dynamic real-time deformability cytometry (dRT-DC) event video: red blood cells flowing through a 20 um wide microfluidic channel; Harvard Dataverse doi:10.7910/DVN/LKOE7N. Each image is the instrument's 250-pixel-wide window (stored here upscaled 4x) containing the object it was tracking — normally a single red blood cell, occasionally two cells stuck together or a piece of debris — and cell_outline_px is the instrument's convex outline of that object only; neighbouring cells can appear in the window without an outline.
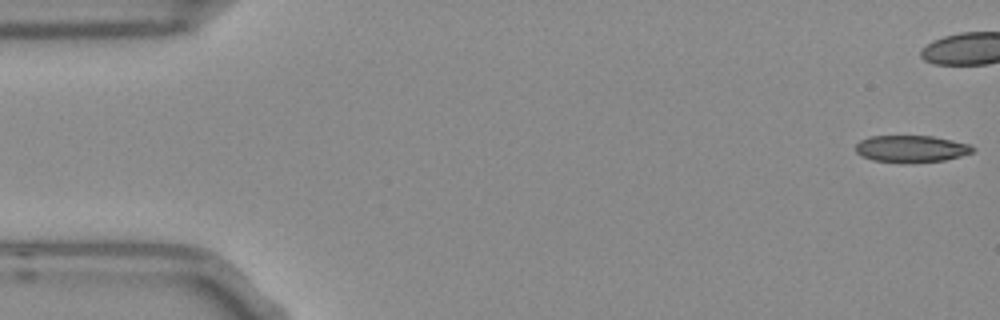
{"species": "Egyptian fruit bat (a non-hibernating species)", "species_latin": "Rousettus aegyptiacus", "temperature_condition": "room temperature", "stored_images_in_passage": 54, "camera_frame_rate_fps": 3000, "um_per_image_px": 0.085, "frame": {"image": 1, "passage_image": 1, "time_ms": 0.0, "image_size_px": [1000, 320], "cell_outline_px": [[976, 148], [972, 152], [960, 156], [944, 160], [904, 164], [872, 160], [856, 152], [856, 144], [860, 140], [868, 136], [932, 136], [952, 140], [968, 144]], "centroid_in_image_um": [77.44, 12.66], "position_along_channel_um": 7.6, "area_um2": 18.5}}
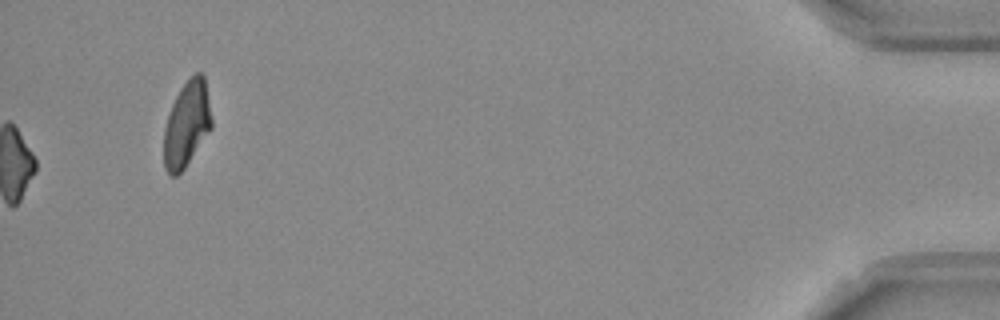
{"frame": {"image": 2, "passage_image": 54, "time_ms": 17.667, "image_size_px": [1000, 320], "cell_outline_px": [[212, 128], [184, 168], [176, 176], [172, 176], [164, 168], [164, 128], [172, 104], [180, 88], [196, 72], [200, 72], [204, 76], [212, 120]], "centroid_in_image_um": [15.87, 10.56], "position_along_channel_um": 419.3, "area_um2": 23.52}, "authors_computed_cell_mechanics": {"area_um2": 19.6231, "velocity_mm_per_s": 3.7795, "shape_relaxation_time_tau1_ms": null, "shape_relaxation_time_tau2_ms": 6.7261, "deformation_change_tau1": null, "deformation_change_tau2": 0.1793}}